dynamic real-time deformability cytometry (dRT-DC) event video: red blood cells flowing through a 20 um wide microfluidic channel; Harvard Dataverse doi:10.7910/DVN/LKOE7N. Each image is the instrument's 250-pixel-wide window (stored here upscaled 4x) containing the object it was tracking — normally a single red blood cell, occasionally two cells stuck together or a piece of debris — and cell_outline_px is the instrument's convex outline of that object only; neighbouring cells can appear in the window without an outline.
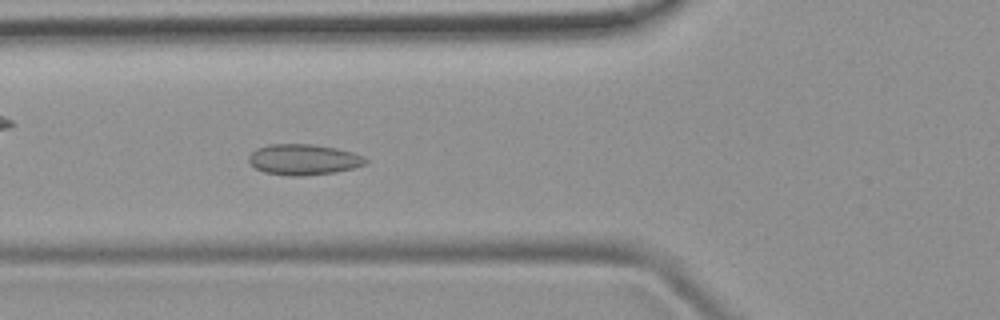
{"species": "common noctule bat (a hibernating species)", "species_latin": "Nyctalus noctula", "temperature_condition": "room temperature", "stored_images_in_passage": 4, "camera_frame_rate_fps": 3000, "um_per_image_px": 0.085, "animal": {"sex": "female", "body_mass_g": 19.9}, "frame": {"image": 1, "passage_image": 4, "time_ms": 4.333, "image_size_px": [1000, 320], "cell_outline_px": [[368, 160], [364, 164], [352, 168], [336, 172], [300, 176], [288, 176], [264, 172], [256, 168], [248, 160], [248, 156], [256, 148], [268, 144], [312, 144], [336, 148], [352, 152], [364, 156]], "centroid_in_image_um": [25.78, 13.56], "position_along_channel_um": 100.0, "area_um2": 20.92}}